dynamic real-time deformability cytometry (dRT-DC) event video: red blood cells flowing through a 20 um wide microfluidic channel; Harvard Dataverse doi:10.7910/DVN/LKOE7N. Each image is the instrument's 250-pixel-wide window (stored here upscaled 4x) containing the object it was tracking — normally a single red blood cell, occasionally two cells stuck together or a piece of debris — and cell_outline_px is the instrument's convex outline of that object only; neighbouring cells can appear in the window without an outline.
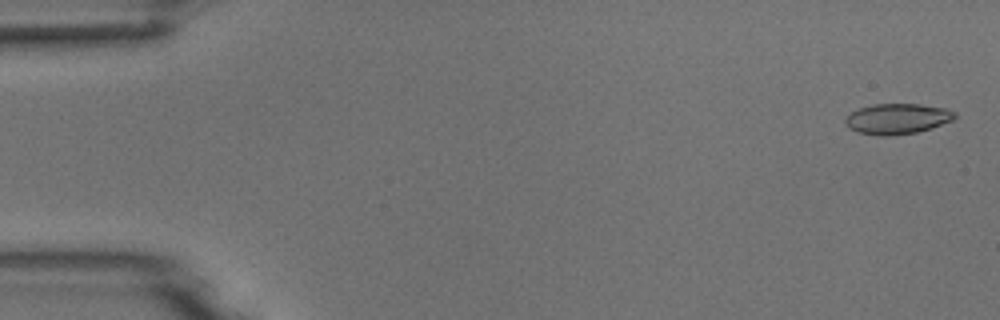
{"species": "common noctule bat (a hibernating species)", "species_latin": "Nyctalus noctula", "temperature_condition": "room temperature", "stored_images_in_passage": 53, "camera_frame_rate_fps": 3000, "um_per_image_px": 0.085, "animal": {"sex": "male", "body_mass_g": 18.8}, "frame": {"image": 1, "passage_image": 2, "time_ms": 0.333, "image_size_px": [1000, 320], "cell_outline_px": [[956, 116], [952, 120], [932, 128], [916, 132], [888, 136], [880, 136], [856, 132], [848, 128], [844, 124], [844, 120], [852, 112], [860, 108], [872, 104], [920, 104], [944, 108], [956, 112]], "centroid_in_image_um": [76.24, 10.1], "position_along_channel_um": 8.8, "area_um2": 19.48}}
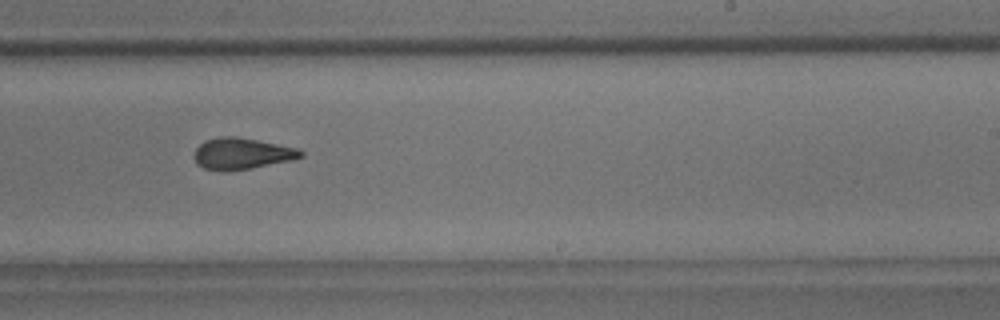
{"frame": {"image": 2, "passage_image": 33, "time_ms": 10.667, "image_size_px": [1000, 320], "cell_outline_px": [[304, 156], [292, 160], [252, 168], [224, 172], [204, 168], [196, 164], [192, 156], [196, 148], [204, 140], [220, 136], [236, 136], [296, 148], [304, 152]], "centroid_in_image_um": [20.5, 13.07], "position_along_channel_um": 268.5, "area_um2": 19.65}}
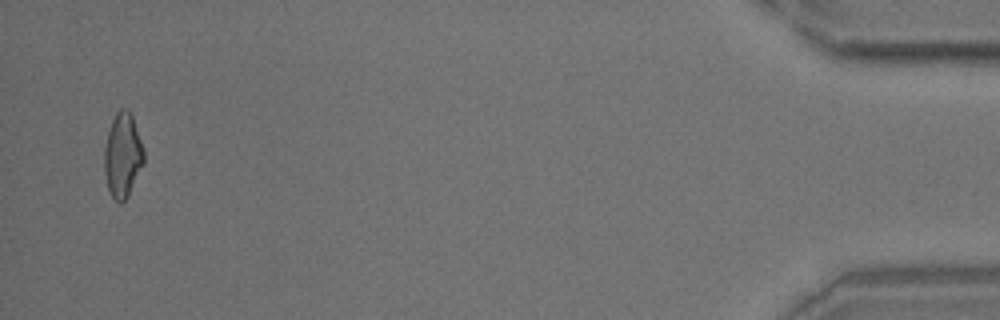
{"frame": {"image": 3, "passage_image": 52, "time_ms": 17.0, "image_size_px": [1000, 320], "cell_outline_px": [[144, 164], [128, 196], [120, 204], [112, 196], [108, 188], [104, 172], [104, 148], [108, 132], [112, 120], [116, 112], [120, 108], [128, 108], [132, 116], [144, 152]], "centroid_in_image_um": [10.42, 13.2], "position_along_channel_um": 424.8, "area_um2": 19.36}}